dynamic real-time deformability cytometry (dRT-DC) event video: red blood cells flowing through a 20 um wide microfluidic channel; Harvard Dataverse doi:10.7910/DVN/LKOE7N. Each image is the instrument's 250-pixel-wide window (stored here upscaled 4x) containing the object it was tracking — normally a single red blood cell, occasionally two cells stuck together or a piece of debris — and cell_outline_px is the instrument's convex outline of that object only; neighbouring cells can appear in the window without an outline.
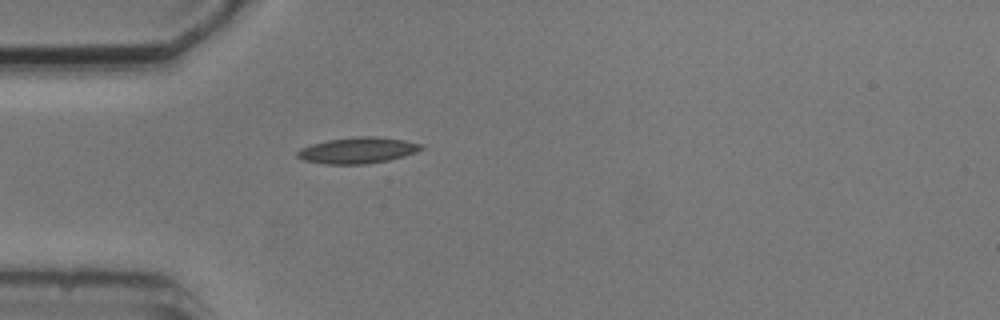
{"species": "common noctule bat (a hibernating species)", "species_latin": "Nyctalus noctula", "temperature_condition": "cold", "stored_images_in_passage": 1, "camera_frame_rate_fps": 3000, "um_per_image_px": 0.085, "animal": {"sex": "male", "body_mass_g": 20.5, "forearm_length_mm": 52.5}, "frame": {"image": 1, "passage_image": 1, "time_ms": 0.0, "image_size_px": [1000, 320], "cell_outline_px": [[424, 148], [416, 152], [404, 156], [388, 160], [368, 164], [324, 164], [304, 160], [296, 156], [296, 152], [300, 148], [312, 144], [328, 140], [356, 136], [376, 136], [404, 140], [424, 144]], "centroid_in_image_um": [30.42, 12.78], "position_along_channel_um": 54.6, "area_um2": 18.96}}